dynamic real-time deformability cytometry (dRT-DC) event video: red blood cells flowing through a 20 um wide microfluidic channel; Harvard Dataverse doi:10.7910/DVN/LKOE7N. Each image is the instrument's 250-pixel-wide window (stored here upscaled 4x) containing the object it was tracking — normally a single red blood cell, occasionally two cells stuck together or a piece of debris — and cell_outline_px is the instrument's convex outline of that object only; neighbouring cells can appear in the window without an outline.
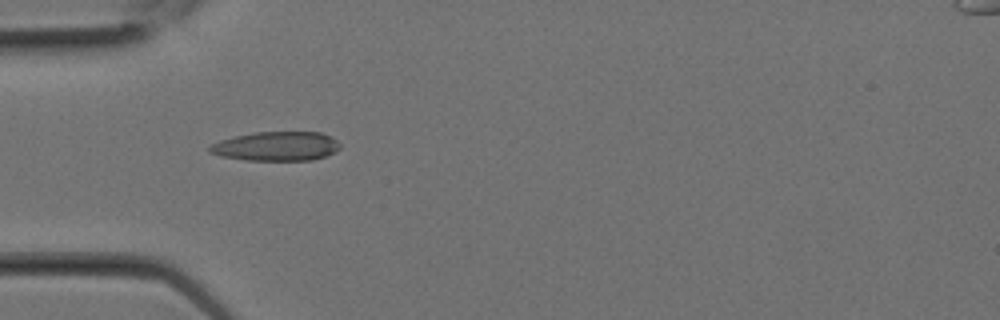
{"species": "Egyptian fruit bat (a non-hibernating species)", "species_latin": "Rousettus aegyptiacus", "temperature_condition": "room temperature", "stored_images_in_passage": 1, "camera_frame_rate_fps": 3000, "um_per_image_px": 0.085, "animal": {"sex": "female"}, "frame": {"image": 1, "passage_image": 1, "time_ms": 0.0, "image_size_px": [1000, 320], "cell_outline_px": [[340, 148], [336, 152], [312, 160], [248, 160], [220, 156], [208, 152], [208, 148], [212, 144], [220, 140], [232, 136], [252, 132], [320, 132], [336, 140], [340, 144]], "centroid_in_image_um": [23.46, 12.42], "position_along_channel_um": 61.5, "area_um2": 22.25}}